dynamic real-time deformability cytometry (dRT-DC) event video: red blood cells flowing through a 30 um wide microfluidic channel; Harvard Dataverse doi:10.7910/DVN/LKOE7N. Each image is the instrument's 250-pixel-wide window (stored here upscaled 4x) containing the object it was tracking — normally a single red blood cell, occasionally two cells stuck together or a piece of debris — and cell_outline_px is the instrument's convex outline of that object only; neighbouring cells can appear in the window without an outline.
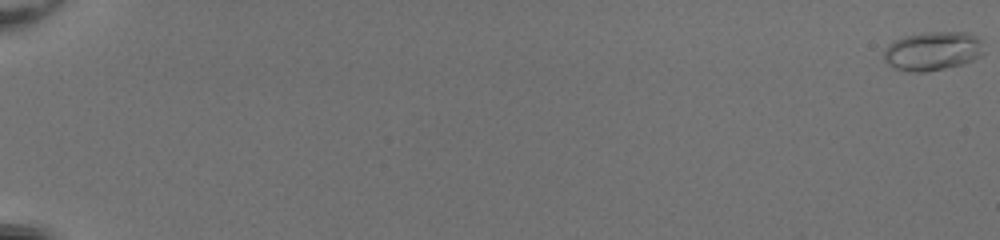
{"species": "common noctule bat (a hibernating species)", "species_latin": "Nyctalus noctula", "temperature_condition": "room temperature", "stored_images_in_passage": 54, "camera_frame_rate_fps": 3000, "um_per_image_px": 0.085, "animal": {"sex": "female", "body_mass_g": 20.0, "forearm_length_mm": 54.0}, "frame": {"image": 1, "passage_image": 1, "time_ms": 0.0, "image_size_px": [1000, 240], "cell_outline_px": [[984, 52], [980, 56], [972, 60], [960, 64], [944, 68], [924, 72], [912, 72], [896, 68], [888, 64], [884, 60], [884, 48], [888, 44], [904, 36], [920, 32], [968, 32], [984, 40]], "centroid_in_image_um": [79.3, 4.31], "position_along_channel_um": 5.7, "area_um2": 22.83}}
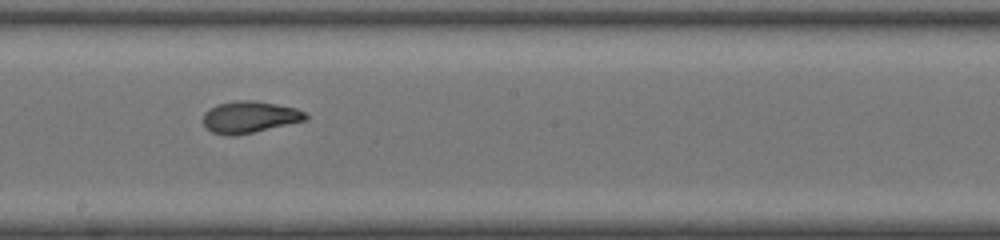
{"frame": {"image": 2, "passage_image": 34, "time_ms": 11.0, "image_size_px": [1000, 240], "cell_outline_px": [[308, 120], [236, 136], [228, 136], [212, 132], [204, 128], [204, 112], [208, 108], [216, 104], [236, 100], [252, 100], [276, 104], [296, 108], [304, 112], [308, 116]], "centroid_in_image_um": [21.19, 9.95], "position_along_channel_um": 227.0, "area_um2": 19.19}}
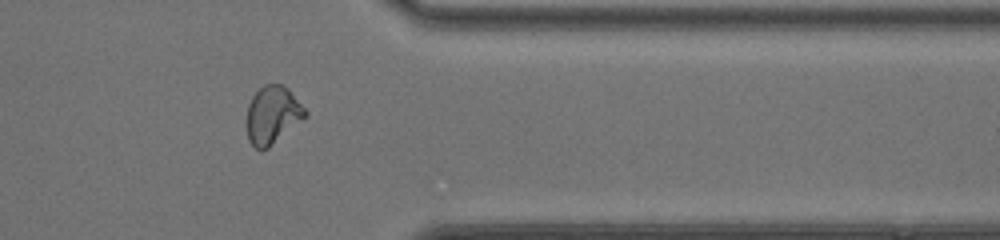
{"frame": {"image": 3, "passage_image": 46, "time_ms": 15.0, "image_size_px": [1000, 240], "cell_outline_px": [[308, 116], [268, 148], [260, 152], [248, 140], [248, 104], [252, 96], [264, 84], [284, 84], [288, 88], [308, 112]], "centroid_in_image_um": [23.19, 9.77], "position_along_channel_um": 388.2, "area_um2": 19.71}, "authors_computed_cell_mechanics": {"area_um2": 19.4786, "velocity_mm_per_s": 4.1626, "shape_relaxation_time_tau1_ms": 9.4772, "shape_relaxation_time_tau2_ms": 0.9364, "deformation_change_tau1": 0.3016, "deformation_change_tau2": 0.0722}}